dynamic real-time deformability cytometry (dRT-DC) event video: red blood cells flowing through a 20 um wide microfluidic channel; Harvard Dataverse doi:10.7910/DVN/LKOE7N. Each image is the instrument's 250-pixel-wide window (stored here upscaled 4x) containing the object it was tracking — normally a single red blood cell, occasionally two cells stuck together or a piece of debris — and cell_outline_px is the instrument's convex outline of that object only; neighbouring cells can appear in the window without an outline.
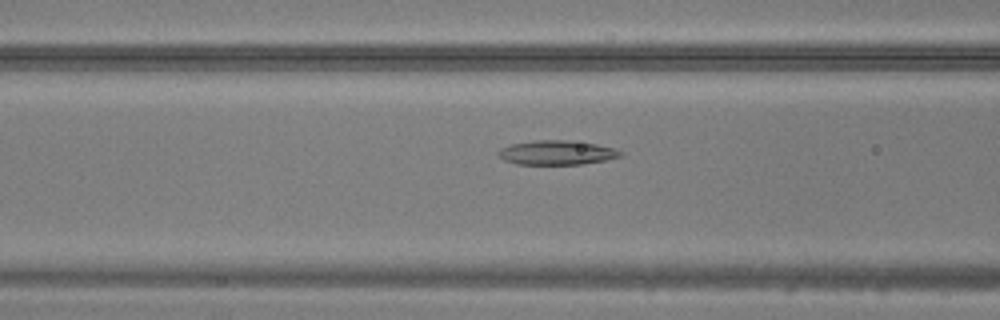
{"species": "common noctule bat (a hibernating species)", "species_latin": "Nyctalus noctula", "temperature_condition": "warm", "stored_images_in_passage": 49, "camera_frame_rate_fps": 3000, "um_per_image_px": 0.085, "animal": {"sex": "male", "body_mass_g": 20.5, "forearm_length_mm": 52.5}, "frame": {"image": 1, "passage_image": 20, "time_ms": 6.333, "image_size_px": [1000, 320], "cell_outline_px": [[624, 156], [604, 160], [580, 164], [516, 164], [504, 160], [496, 156], [496, 152], [500, 148], [512, 144], [532, 140], [564, 140], [596, 144], [616, 148], [624, 152]], "centroid_in_image_um": [47.31, 12.97], "position_along_channel_um": 119.3, "area_um2": 17.46}}
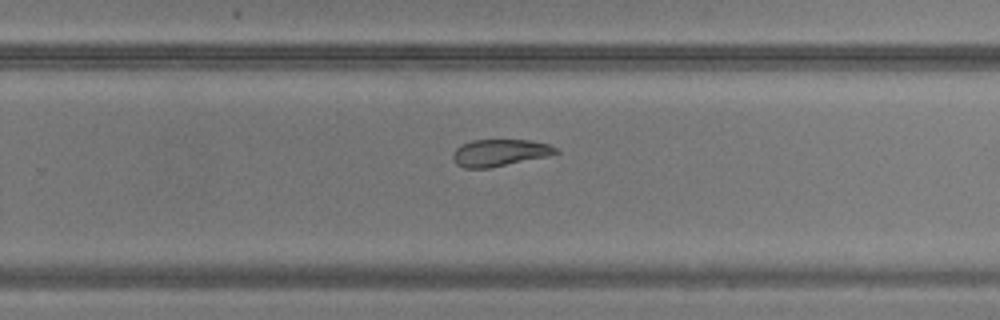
{"frame": {"image": 2, "passage_image": 32, "time_ms": 10.333, "image_size_px": [1000, 320], "cell_outline_px": [[560, 152], [548, 156], [488, 168], [464, 168], [456, 164], [452, 156], [452, 152], [460, 144], [472, 140], [532, 140], [548, 144], [556, 148]], "centroid_in_image_um": [42.45, 12.97], "position_along_channel_um": 287.4, "area_um2": 16.18}}
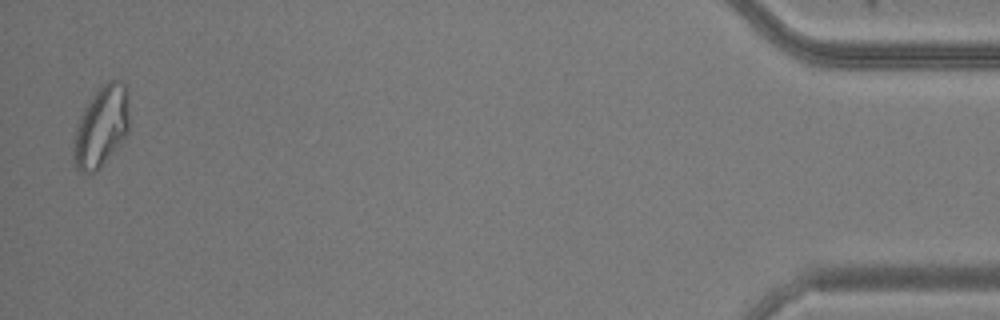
{"frame": {"image": 3, "passage_image": 48, "time_ms": 15.667, "image_size_px": [1000, 320], "cell_outline_px": [[128, 132], [100, 168], [96, 172], [80, 172], [72, 164], [72, 152], [76, 124], [84, 108], [96, 88], [104, 80], [120, 80], [128, 88]], "centroid_in_image_um": [8.58, 10.72], "position_along_channel_um": 426.6, "area_um2": 26.7}}